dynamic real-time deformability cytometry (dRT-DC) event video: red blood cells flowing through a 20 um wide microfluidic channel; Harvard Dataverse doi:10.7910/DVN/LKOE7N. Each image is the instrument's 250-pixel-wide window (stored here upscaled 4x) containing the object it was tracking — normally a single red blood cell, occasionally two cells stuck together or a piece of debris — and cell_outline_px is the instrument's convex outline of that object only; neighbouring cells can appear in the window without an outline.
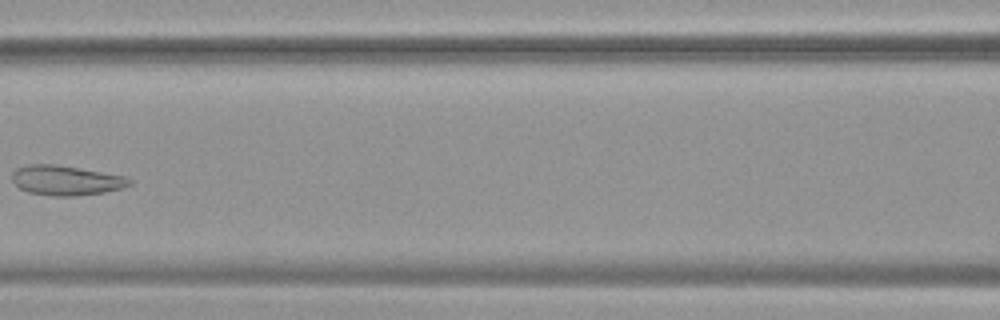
{"species": "common noctule bat (a hibernating species)", "species_latin": "Nyctalus noctula", "temperature_condition": "warm", "stored_images_in_passage": 7, "camera_frame_rate_fps": 3000, "um_per_image_px": 0.085, "animal": {"sex": "female", "body_mass_g": 19.9}, "frame": {"image": 1, "passage_image": 7, "time_ms": 2.0, "image_size_px": [1000, 320], "cell_outline_px": [[132, 184], [120, 188], [104, 192], [76, 196], [56, 196], [28, 192], [20, 188], [12, 180], [12, 172], [16, 168], [28, 164], [56, 164], [80, 168], [124, 176], [132, 180]], "centroid_in_image_um": [5.59, 15.32], "position_along_channel_um": 161.0, "area_um2": 20.29}}